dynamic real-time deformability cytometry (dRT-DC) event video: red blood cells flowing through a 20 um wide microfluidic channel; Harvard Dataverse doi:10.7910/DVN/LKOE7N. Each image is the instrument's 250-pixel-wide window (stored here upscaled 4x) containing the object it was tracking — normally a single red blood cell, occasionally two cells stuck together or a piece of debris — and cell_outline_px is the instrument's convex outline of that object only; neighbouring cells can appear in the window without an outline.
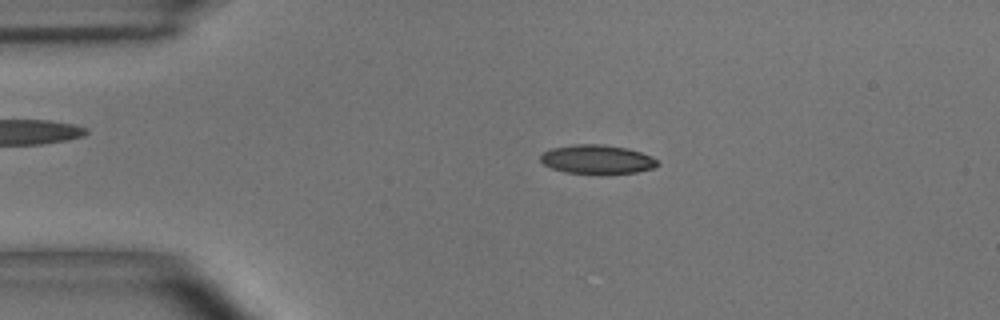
{"species": "common noctule bat (a hibernating species)", "species_latin": "Nyctalus noctula", "temperature_condition": "room temperature", "stored_images_in_passage": 53, "camera_frame_rate_fps": 3000, "um_per_image_px": 0.085, "animal": {"sex": "male", "body_mass_g": 15.6}, "frame": {"image": 1, "passage_image": 10, "time_ms": 3.0, "image_size_px": [1000, 320], "cell_outline_px": [[660, 164], [652, 168], [636, 172], [564, 172], [552, 168], [544, 164], [540, 160], [540, 152], [552, 148], [572, 144], [604, 144], [628, 148], [652, 156]], "centroid_in_image_um": [50.72, 13.51], "position_along_channel_um": 34.3, "area_um2": 19.42}}
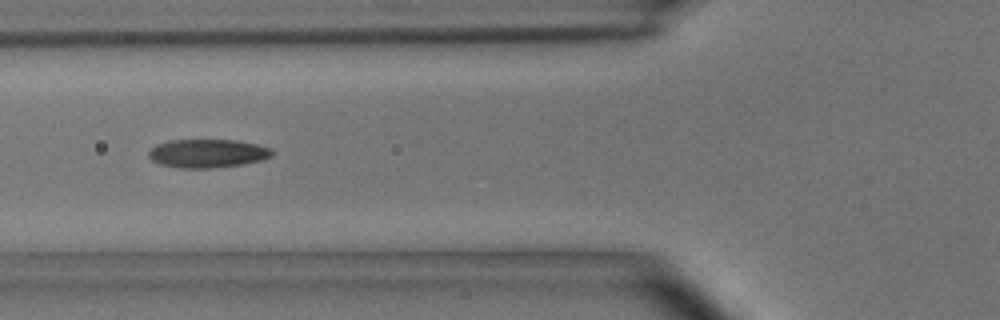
{"frame": {"image": 2, "passage_image": 19, "time_ms": 6.0, "image_size_px": [1000, 320], "cell_outline_px": [[272, 156], [264, 160], [244, 164], [212, 168], [180, 168], [160, 164], [152, 160], [148, 156], [148, 152], [156, 144], [172, 140], [236, 140], [256, 144], [272, 148]], "centroid_in_image_um": [17.66, 13.04], "position_along_channel_um": 108.1, "area_um2": 20.58}}
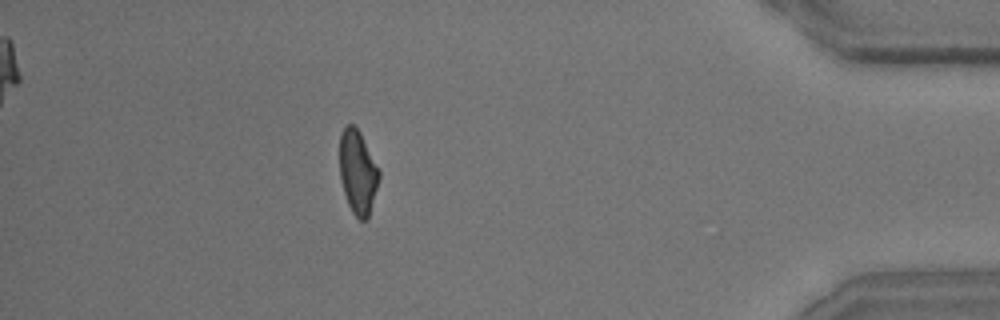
{"frame": {"image": 3, "passage_image": 47, "time_ms": 15.333, "image_size_px": [1000, 320], "cell_outline_px": [[380, 176], [368, 220], [360, 220], [352, 212], [348, 204], [340, 180], [340, 132], [348, 124], [352, 124], [360, 132], [380, 172]], "centroid_in_image_um": [30.4, 14.65], "position_along_channel_um": 404.8, "area_um2": 19.13}, "authors_computed_cell_mechanics": {"area_um2": 19.8832, "velocity_mm_per_s": 3.6911, "shape_relaxation_time_tau1_ms": 4.4196, "shape_relaxation_time_tau2_ms": 1.6973, "deformation_change_tau1": 0.1346, "deformation_change_tau2": 0.0779}}